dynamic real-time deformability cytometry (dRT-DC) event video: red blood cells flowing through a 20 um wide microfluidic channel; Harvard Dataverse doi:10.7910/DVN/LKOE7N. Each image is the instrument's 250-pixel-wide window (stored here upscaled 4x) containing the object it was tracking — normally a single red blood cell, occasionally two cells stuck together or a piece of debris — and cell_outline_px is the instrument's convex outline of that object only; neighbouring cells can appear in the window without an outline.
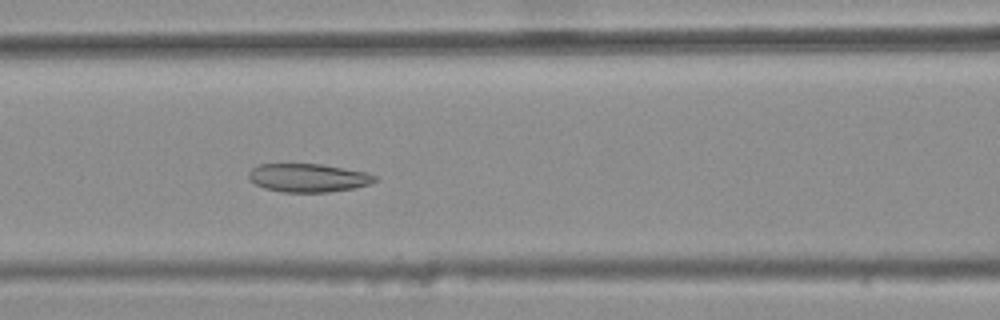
{"species": "common noctule bat (a hibernating species)", "species_latin": "Nyctalus noctula", "temperature_condition": "warm", "stored_images_in_passage": 46, "camera_frame_rate_fps": 3000, "um_per_image_px": 0.085, "animal": {"sex": "female", "body_mass_g": 25.1}, "frame": {"image": 1, "passage_image": 23, "time_ms": 7.333, "image_size_px": [1000, 320], "cell_outline_px": [[376, 180], [372, 184], [356, 188], [328, 192], [284, 192], [264, 188], [256, 184], [248, 176], [248, 172], [256, 164], [320, 164], [368, 172], [376, 176]], "centroid_in_image_um": [26.23, 15.11], "position_along_channel_um": 140.4, "area_um2": 20.98}}
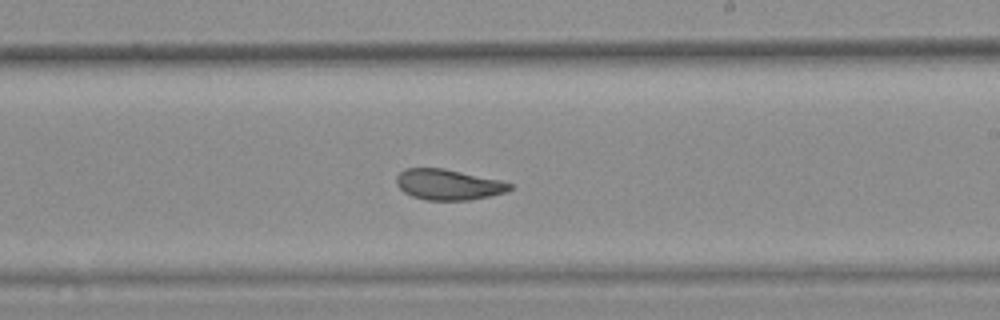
{"frame": {"image": 2, "passage_image": 32, "time_ms": 10.333, "image_size_px": [1000, 320], "cell_outline_px": [[512, 188], [504, 192], [488, 196], [468, 200], [424, 200], [412, 196], [404, 192], [396, 184], [396, 176], [404, 168], [444, 168], [500, 180], [512, 184]], "centroid_in_image_um": [38.06, 15.68], "position_along_channel_um": 250.9, "area_um2": 20.17}}
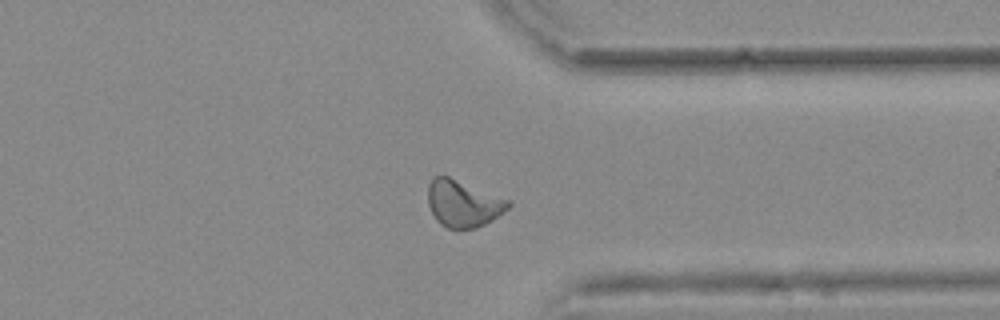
{"frame": {"image": 3, "passage_image": 42, "time_ms": 13.667, "image_size_px": [1000, 320], "cell_outline_px": [[512, 204], [508, 208], [492, 220], [476, 228], [448, 228], [440, 224], [436, 220], [428, 204], [428, 184], [432, 176], [448, 176], [508, 200]], "centroid_in_image_um": [39.33, 17.3], "position_along_channel_um": 372.1, "area_um2": 21.56}, "authors_computed_cell_mechanics": {"area_um2": 21.6172, "velocity_mm_per_s": 3.691, "shape_relaxation_time_tau1_ms": null, "shape_relaxation_time_tau2_ms": 2.2315, "deformation_change_tau1": null, "deformation_change_tau2": 0.0835}}